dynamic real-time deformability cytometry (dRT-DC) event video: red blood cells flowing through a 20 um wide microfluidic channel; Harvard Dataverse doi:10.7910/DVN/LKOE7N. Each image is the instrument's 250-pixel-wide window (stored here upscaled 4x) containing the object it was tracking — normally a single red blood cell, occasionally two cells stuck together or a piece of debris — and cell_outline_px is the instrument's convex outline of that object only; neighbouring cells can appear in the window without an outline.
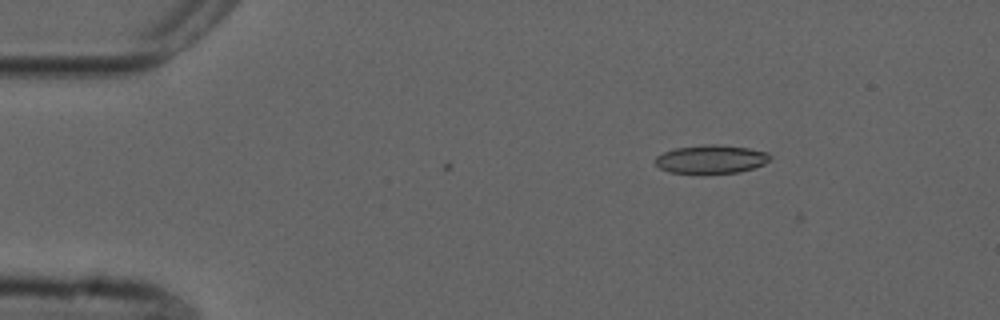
{"species": "common noctule bat (a hibernating species)", "species_latin": "Nyctalus noctula", "temperature_condition": "cold", "stored_images_in_passage": 2, "camera_frame_rate_fps": 3000, "um_per_image_px": 0.085, "animal": {"sex": "male", "forearm_length_mm": 52.5}, "frame": {"image": 1, "passage_image": 2, "time_ms": 0.333, "image_size_px": [1000, 320], "cell_outline_px": [[772, 156], [764, 164], [740, 172], [668, 172], [660, 168], [656, 164], [656, 156], [664, 152], [676, 148], [704, 144], [720, 144], [748, 148], [768, 152]], "centroid_in_image_um": [60.46, 13.5], "position_along_channel_um": 24.5, "area_um2": 18.73}}